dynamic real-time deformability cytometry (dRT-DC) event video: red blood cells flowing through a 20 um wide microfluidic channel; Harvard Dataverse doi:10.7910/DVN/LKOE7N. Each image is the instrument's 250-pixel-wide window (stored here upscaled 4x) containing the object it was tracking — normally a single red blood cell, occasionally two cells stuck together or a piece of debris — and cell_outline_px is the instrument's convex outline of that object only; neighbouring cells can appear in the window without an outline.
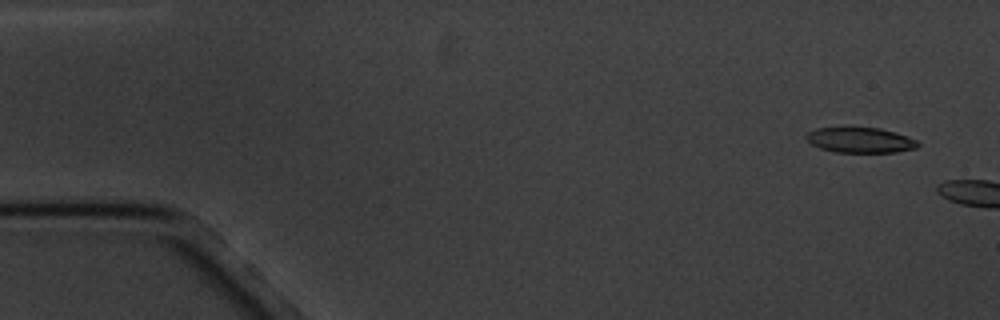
{"species": "common noctule bat (a hibernating species)", "species_latin": "Nyctalus noctula", "temperature_condition": "cold", "stored_images_in_passage": 2, "camera_frame_rate_fps": 3000, "um_per_image_px": 0.085, "animal": {"sex": "male", "body_mass_g": 20.1, "forearm_length_mm": 53.5}, "frame": {"image": 1, "passage_image": 1, "time_ms": 0.0, "image_size_px": [1000, 320], "cell_outline_px": [[920, 144], [916, 148], [896, 152], [836, 152], [820, 148], [812, 144], [804, 136], [808, 132], [816, 128], [844, 124], [880, 128], [896, 132], [916, 140]], "centroid_in_image_um": [73.06, 11.85], "position_along_channel_um": 11.9, "area_um2": 17.22}}